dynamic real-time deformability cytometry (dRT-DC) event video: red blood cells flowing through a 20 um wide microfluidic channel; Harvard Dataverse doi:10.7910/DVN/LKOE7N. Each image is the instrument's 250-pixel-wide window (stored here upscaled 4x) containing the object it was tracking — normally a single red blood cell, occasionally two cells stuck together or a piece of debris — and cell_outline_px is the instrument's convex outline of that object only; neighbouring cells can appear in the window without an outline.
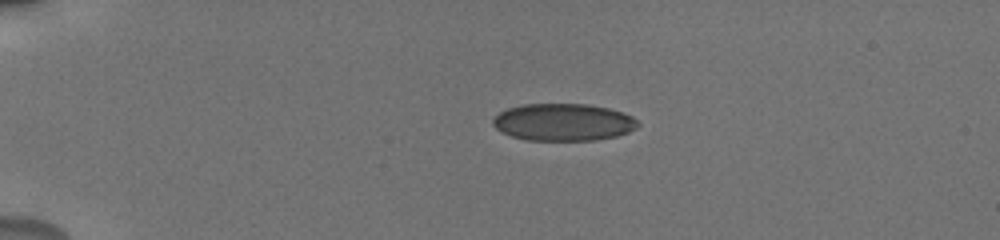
{"species": "human", "species_latin": "Homo sapiens", "temperature_condition": "cold", "stored_images_in_passage": 43, "camera_frame_rate_fps": 3000, "um_per_image_px": 0.085, "donor": {"sex": "male"}, "frame": {"image": 1, "passage_image": 1, "time_ms": 0.0, "image_size_px": [1000, 240], "cell_outline_px": [[640, 124], [636, 128], [628, 132], [616, 136], [592, 140], [528, 140], [512, 136], [500, 132], [492, 124], [492, 120], [500, 112], [508, 108], [524, 104], [584, 104], [608, 108], [632, 116]], "centroid_in_image_um": [47.86, 10.39], "position_along_channel_um": 37.1, "area_um2": 31.27}}
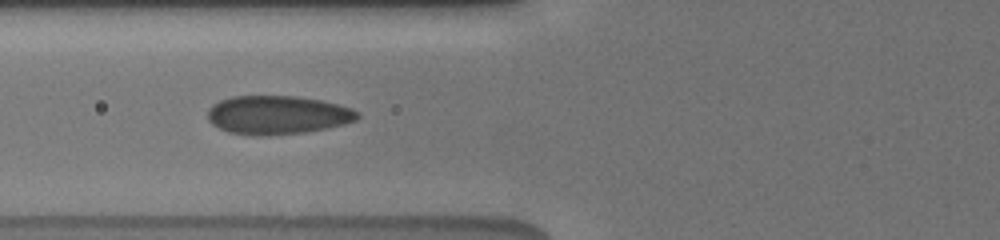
{"frame": {"image": 2, "passage_image": 11, "time_ms": 3.333, "image_size_px": [1000, 240], "cell_outline_px": [[360, 116], [356, 120], [344, 124], [328, 128], [304, 132], [268, 136], [252, 136], [228, 132], [212, 124], [208, 120], [208, 108], [212, 104], [220, 100], [232, 96], [296, 96], [320, 100], [352, 108], [360, 112]], "centroid_in_image_um": [23.58, 9.78], "position_along_channel_um": 102.2, "area_um2": 33.99}}
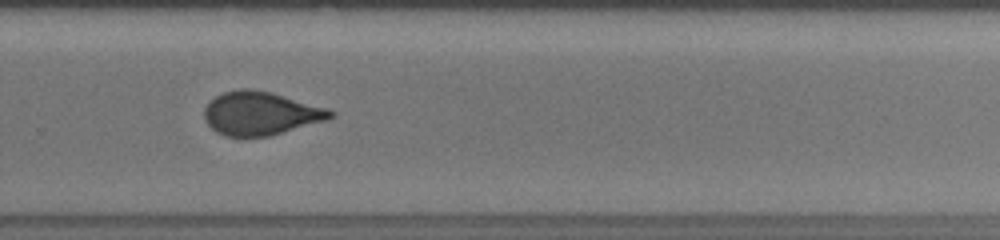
{"frame": {"image": 3, "passage_image": 27, "time_ms": 8.667, "image_size_px": [1000, 240], "cell_outline_px": [[336, 116], [324, 120], [268, 136], [224, 136], [216, 132], [204, 120], [204, 108], [216, 96], [224, 92], [240, 88], [252, 88], [272, 92], [328, 108], [336, 112]], "centroid_in_image_um": [22.14, 9.62], "position_along_channel_um": 307.7, "area_um2": 31.79}, "authors_computed_cell_mechanics": {"area_um2": 32.079, "velocity_mm_per_s": 3.8546, "shape_relaxation_time_tau1_ms": null, "shape_relaxation_time_tau2_ms": 0.8116, "deformation_change_tau1": null, "deformation_change_tau2": 0.0501}}